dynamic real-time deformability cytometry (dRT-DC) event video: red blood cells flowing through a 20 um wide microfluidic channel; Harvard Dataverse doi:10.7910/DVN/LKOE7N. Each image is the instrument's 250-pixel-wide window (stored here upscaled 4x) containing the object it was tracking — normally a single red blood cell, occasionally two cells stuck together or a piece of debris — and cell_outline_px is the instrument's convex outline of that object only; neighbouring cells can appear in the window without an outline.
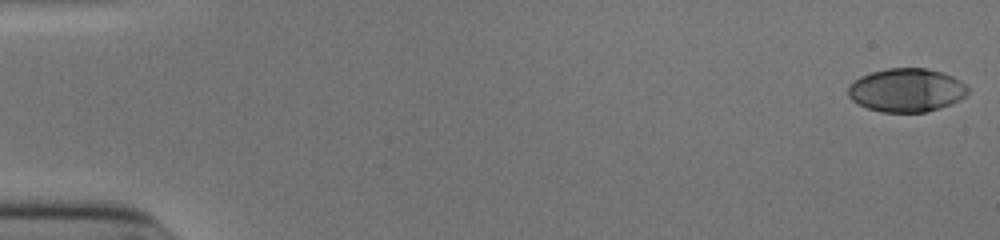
{"species": "human", "species_latin": "Homo sapiens", "temperature_condition": "cold", "stored_images_in_passage": 10, "camera_frame_rate_fps": 3000, "um_per_image_px": 0.085, "donor": {"sex": "male"}, "frame": {"image": 1, "passage_image": 1, "time_ms": 0.0, "image_size_px": [1000, 240], "cell_outline_px": [[968, 92], [960, 100], [940, 108], [924, 112], [880, 112], [856, 104], [848, 96], [848, 84], [860, 76], [872, 72], [888, 68], [928, 68], [952, 76], [960, 80], [968, 88]], "centroid_in_image_um": [77.02, 7.66], "position_along_channel_um": 8.0, "area_um2": 30.46}}